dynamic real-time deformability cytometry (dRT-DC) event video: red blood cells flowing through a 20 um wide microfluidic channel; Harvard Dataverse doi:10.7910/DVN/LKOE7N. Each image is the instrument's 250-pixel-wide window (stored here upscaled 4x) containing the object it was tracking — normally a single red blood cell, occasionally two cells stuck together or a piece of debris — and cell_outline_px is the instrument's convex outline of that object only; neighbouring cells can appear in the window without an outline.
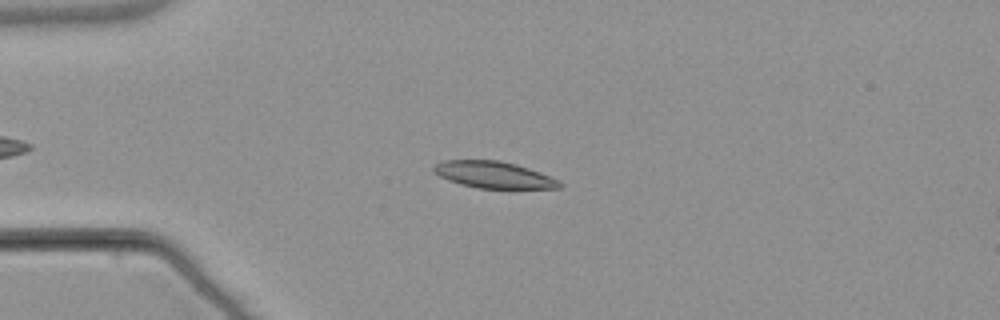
{"species": "common noctule bat (a hibernating species)", "species_latin": "Nyctalus noctula", "temperature_condition": "warm", "stored_images_in_passage": 46, "camera_frame_rate_fps": 3000, "um_per_image_px": 0.085, "animal": {"sex": "male", "body_mass_g": 21.5, "forearm_length_mm": 52.0}, "frame": {"image": 1, "passage_image": 12, "time_ms": 3.667, "image_size_px": [1000, 320], "cell_outline_px": [[564, 184], [560, 188], [476, 188], [460, 184], [448, 180], [432, 172], [432, 168], [436, 164], [444, 160], [500, 160], [516, 164], [540, 172], [560, 180]], "centroid_in_image_um": [41.97, 14.85], "position_along_channel_um": 43.0, "area_um2": 19.65}}
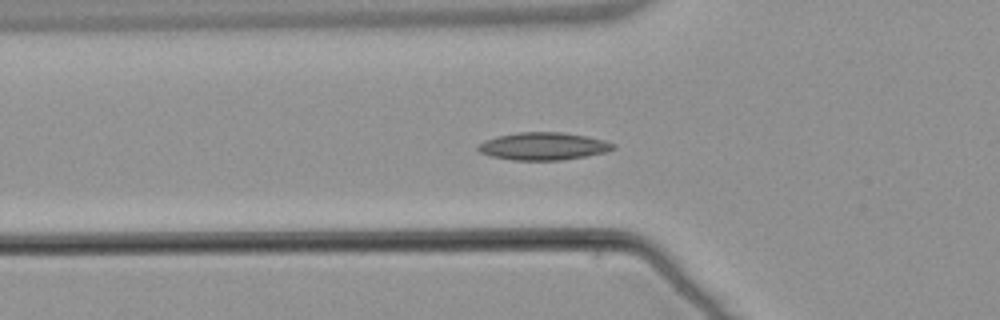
{"frame": {"image": 2, "passage_image": 17, "time_ms": 5.333, "image_size_px": [1000, 320], "cell_outline_px": [[616, 148], [604, 152], [584, 156], [560, 160], [512, 160], [492, 156], [480, 152], [476, 148], [484, 140], [496, 136], [516, 132], [564, 132], [588, 136], [604, 140], [616, 144]], "centroid_in_image_um": [46.18, 12.41], "position_along_channel_um": 79.6, "area_um2": 21.73}}
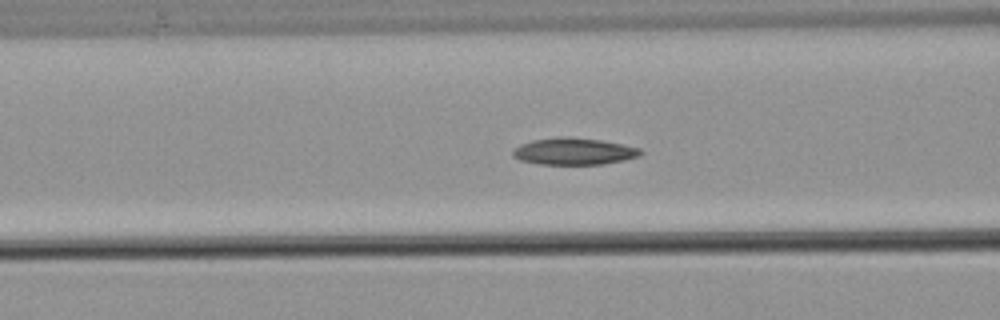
{"frame": {"image": 3, "passage_image": 20, "time_ms": 6.333, "image_size_px": [1000, 320], "cell_outline_px": [[644, 152], [640, 156], [624, 160], [604, 164], [540, 164], [520, 160], [512, 156], [512, 148], [520, 144], [532, 140], [560, 136], [568, 136], [600, 140], [640, 148]], "centroid_in_image_um": [48.75, 12.86], "position_along_channel_um": 117.8, "area_um2": 20.11}, "authors_computed_cell_mechanics": {"area_um2": 19.652, "velocity_mm_per_s": 3.7949, "shape_relaxation_time_tau1_ms": 8.1953, "shape_relaxation_time_tau2_ms": null, "deformation_change_tau1": 0.1523, "deformation_change_tau2": null}}